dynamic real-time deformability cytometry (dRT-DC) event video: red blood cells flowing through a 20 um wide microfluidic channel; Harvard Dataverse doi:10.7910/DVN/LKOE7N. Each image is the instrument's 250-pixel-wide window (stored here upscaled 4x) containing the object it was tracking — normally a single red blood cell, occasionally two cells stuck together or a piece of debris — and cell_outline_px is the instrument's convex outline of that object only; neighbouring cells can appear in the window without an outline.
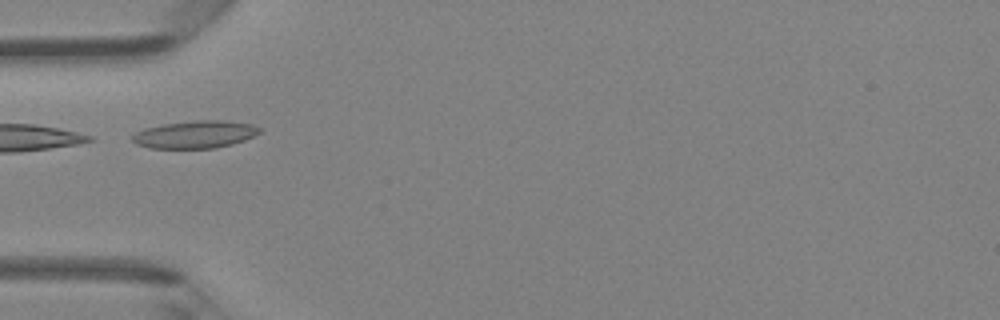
{"species": "Egyptian fruit bat (a non-hibernating species)", "species_latin": "Rousettus aegyptiacus", "temperature_condition": "room temperature", "stored_images_in_passage": 4, "camera_frame_rate_fps": 3000, "um_per_image_px": 0.085, "animal": {"sex": "female"}, "frame": {"image": 1, "passage_image": 3, "time_ms": 0.667, "image_size_px": [1000, 320], "cell_outline_px": [[260, 132], [244, 140], [232, 144], [216, 148], [148, 148], [136, 144], [132, 140], [132, 136], [136, 132], [144, 128], [160, 124], [196, 120], [224, 120], [252, 124], [260, 128]], "centroid_in_image_um": [16.55, 11.42], "position_along_channel_um": 68.4, "area_um2": 20.46}}
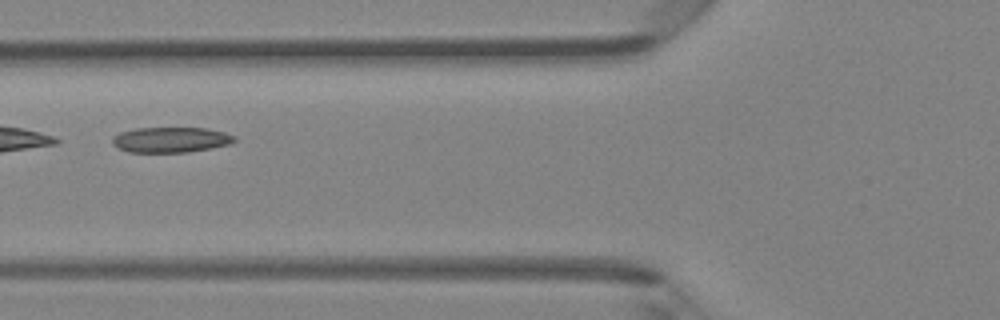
{"frame": {"image": 2, "passage_image": 4, "time_ms": 1.0, "image_size_px": [1000, 320], "cell_outline_px": [[236, 140], [232, 144], [188, 152], [128, 152], [116, 148], [112, 144], [112, 136], [120, 132], [136, 128], [204, 128], [224, 132], [236, 136]], "centroid_in_image_um": [14.5, 11.88], "position_along_channel_um": 111.3, "area_um2": 18.21}}